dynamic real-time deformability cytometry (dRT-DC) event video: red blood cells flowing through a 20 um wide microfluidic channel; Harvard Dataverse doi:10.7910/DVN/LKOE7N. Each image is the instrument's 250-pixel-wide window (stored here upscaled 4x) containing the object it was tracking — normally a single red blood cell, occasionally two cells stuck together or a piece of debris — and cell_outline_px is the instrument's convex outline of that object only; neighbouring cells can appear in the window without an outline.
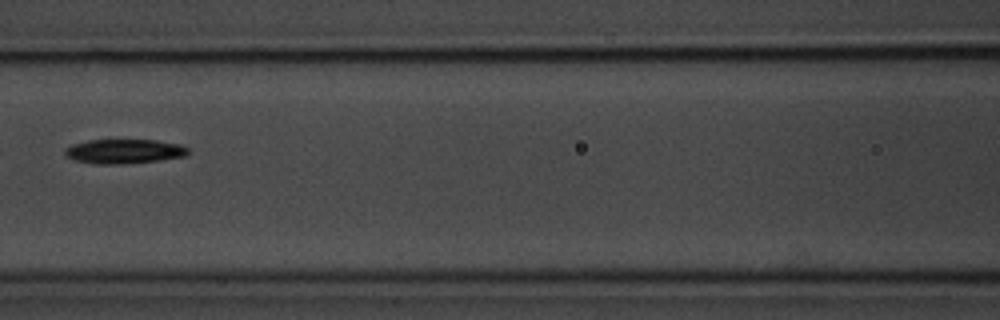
{"species": "common noctule bat (a hibernating species)", "species_latin": "Nyctalus noctula", "temperature_condition": "room temperature", "stored_images_in_passage": 5, "camera_frame_rate_fps": 3000, "um_per_image_px": 0.085, "animal": {"sex": "male", "body_mass_g": 20.1, "forearm_length_mm": 53.5}, "frame": {"image": 1, "passage_image": 3, "time_ms": 2.333, "image_size_px": [1000, 320], "cell_outline_px": [[188, 152], [184, 156], [156, 160], [116, 164], [96, 164], [76, 160], [68, 156], [64, 152], [64, 148], [72, 144], [88, 140], [156, 140], [180, 144], [188, 148]], "centroid_in_image_um": [10.52, 12.85], "position_along_channel_um": 156.1, "area_um2": 17.22}}
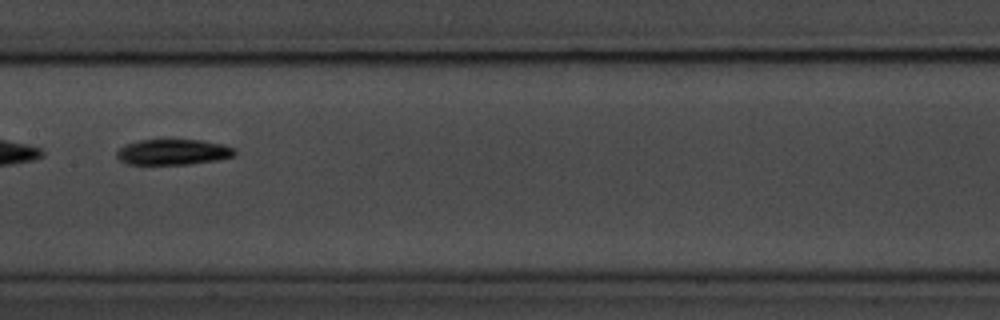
{"frame": {"image": 2, "passage_image": 4, "time_ms": 3.333, "image_size_px": [1000, 320], "cell_outline_px": [[236, 156], [216, 160], [192, 164], [128, 164], [120, 160], [116, 156], [116, 152], [124, 144], [140, 140], [200, 140], [220, 144], [236, 148]], "centroid_in_image_um": [14.72, 12.93], "position_along_channel_um": 192.7, "area_um2": 17.63}}